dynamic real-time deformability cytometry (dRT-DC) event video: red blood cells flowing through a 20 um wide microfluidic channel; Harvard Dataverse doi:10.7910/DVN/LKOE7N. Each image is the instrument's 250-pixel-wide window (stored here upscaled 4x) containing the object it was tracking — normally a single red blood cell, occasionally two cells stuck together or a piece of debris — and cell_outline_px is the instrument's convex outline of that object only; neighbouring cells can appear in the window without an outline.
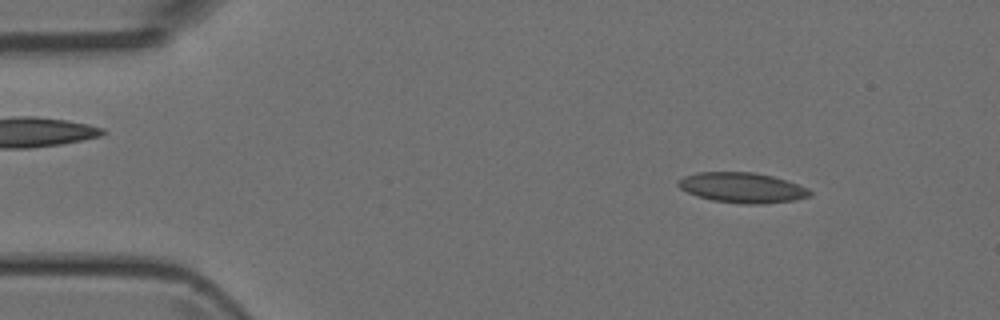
{"species": "Egyptian fruit bat (a non-hibernating species)", "species_latin": "Rousettus aegyptiacus", "temperature_condition": "room temperature", "stored_images_in_passage": 3, "camera_frame_rate_fps": 3000, "um_per_image_px": 0.085, "animal": {"sex": "female"}, "frame": {"image": 1, "passage_image": 1, "time_ms": 0.0, "image_size_px": [1000, 320], "cell_outline_px": [[812, 196], [796, 200], [764, 204], [744, 204], [712, 200], [696, 196], [680, 188], [676, 184], [676, 180], [684, 176], [696, 172], [752, 172], [772, 176], [788, 180], [808, 188], [812, 192]], "centroid_in_image_um": [63.1, 15.95], "position_along_channel_um": 21.9, "area_um2": 23.47}}